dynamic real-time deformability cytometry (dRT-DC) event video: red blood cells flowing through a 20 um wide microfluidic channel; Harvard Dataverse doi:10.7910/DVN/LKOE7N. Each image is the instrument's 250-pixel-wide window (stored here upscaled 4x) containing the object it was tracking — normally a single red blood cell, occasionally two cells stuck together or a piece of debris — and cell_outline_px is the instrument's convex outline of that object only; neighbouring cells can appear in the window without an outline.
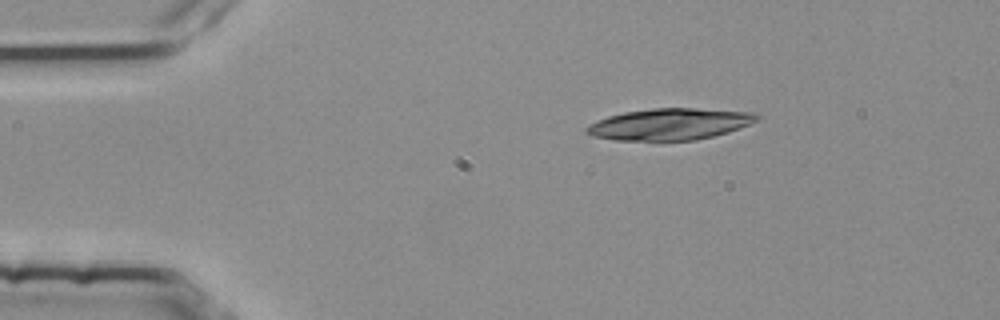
{"species": "common noctule bat (a hibernating species)", "species_latin": "Nyctalus noctula", "temperature_condition": "room temperature", "stored_images_in_passage": 9, "camera_frame_rate_fps": 3000, "um_per_image_px": 0.085, "animal": {"sex": "female", "body_mass_g": 25.1}, "frame": {"image": 1, "passage_image": 1, "time_ms": 0.0, "image_size_px": [1000, 320], "cell_outline_px": [[760, 116], [756, 120], [748, 124], [728, 132], [696, 140], [616, 140], [592, 136], [584, 132], [584, 128], [596, 120], [608, 116], [624, 112], [652, 108], [696, 108], [756, 112]], "centroid_in_image_um": [56.9, 10.54], "position_along_channel_um": 28.1, "area_um2": 31.27}}